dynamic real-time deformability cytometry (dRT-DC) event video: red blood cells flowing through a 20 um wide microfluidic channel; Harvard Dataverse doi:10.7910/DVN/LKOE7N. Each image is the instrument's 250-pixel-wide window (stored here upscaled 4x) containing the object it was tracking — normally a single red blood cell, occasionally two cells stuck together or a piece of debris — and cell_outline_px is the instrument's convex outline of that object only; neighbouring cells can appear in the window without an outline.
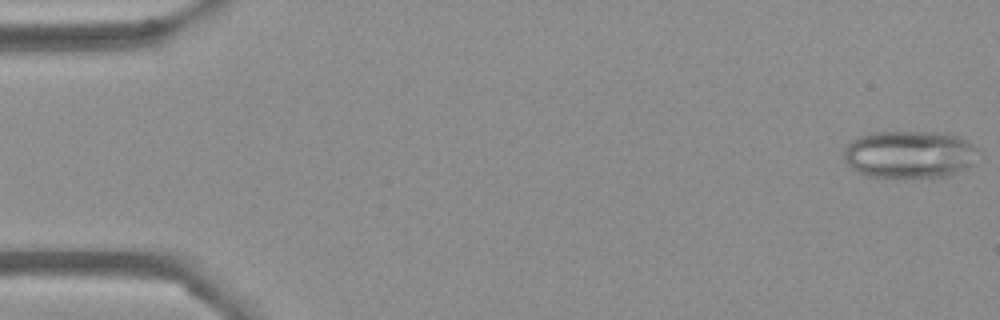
{"species": "Egyptian fruit bat (a non-hibernating species)", "species_latin": "Rousettus aegyptiacus", "temperature_condition": "cold", "stored_images_in_passage": 55, "camera_frame_rate_fps": 3000, "um_per_image_px": 0.085, "frame": {"image": 1, "passage_image": 2, "time_ms": 0.333, "image_size_px": [1000, 320], "cell_outline_px": [[956, 144], [948, 168], [932, 172], [868, 172], [860, 168], [848, 156], [848, 152], [852, 144], [860, 140], [872, 136], [936, 136], [952, 140]], "centroid_in_image_um": [76.71, 13.07], "position_along_channel_um": 8.3, "area_um2": 24.68}}
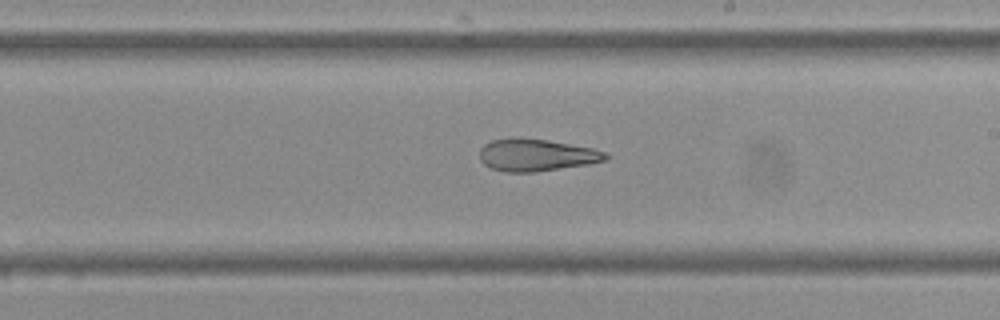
{"frame": {"image": 2, "passage_image": 32, "time_ms": 10.333, "image_size_px": [1000, 320], "cell_outline_px": [[608, 156], [604, 160], [556, 168], [528, 172], [512, 172], [492, 168], [480, 156], [480, 152], [488, 144], [496, 140], [544, 140], [588, 148], [604, 152]], "centroid_in_image_um": [45.6, 13.2], "position_along_channel_um": 243.4, "area_um2": 21.44}}
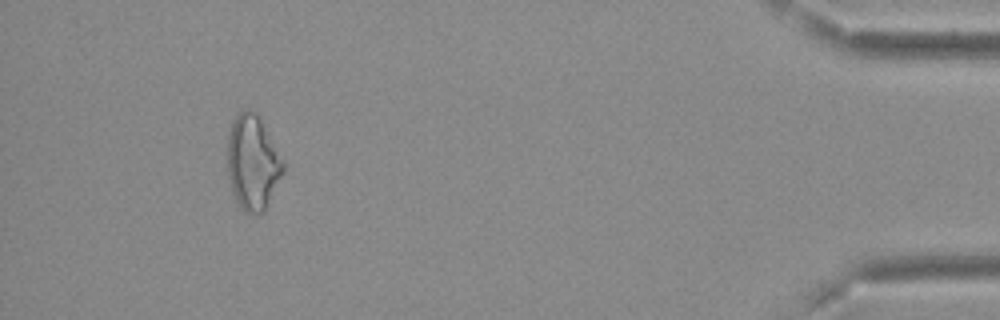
{"frame": {"image": 3, "passage_image": 51, "time_ms": 16.667, "image_size_px": [1000, 320], "cell_outline_px": [[284, 168], [264, 208], [260, 212], [244, 208], [236, 196], [232, 184], [228, 164], [228, 148], [232, 124], [244, 112], [256, 116], [284, 164]], "centroid_in_image_um": [21.48, 13.84], "position_along_channel_um": 413.7, "area_um2": 27.34}, "authors_computed_cell_mechanics": {"area_um2": 23.8136, "velocity_mm_per_s": 3.7169, "shape_relaxation_time_tau1_ms": null, "shape_relaxation_time_tau2_ms": 5.5682, "deformation_change_tau1": null, "deformation_change_tau2": 0.1378}}